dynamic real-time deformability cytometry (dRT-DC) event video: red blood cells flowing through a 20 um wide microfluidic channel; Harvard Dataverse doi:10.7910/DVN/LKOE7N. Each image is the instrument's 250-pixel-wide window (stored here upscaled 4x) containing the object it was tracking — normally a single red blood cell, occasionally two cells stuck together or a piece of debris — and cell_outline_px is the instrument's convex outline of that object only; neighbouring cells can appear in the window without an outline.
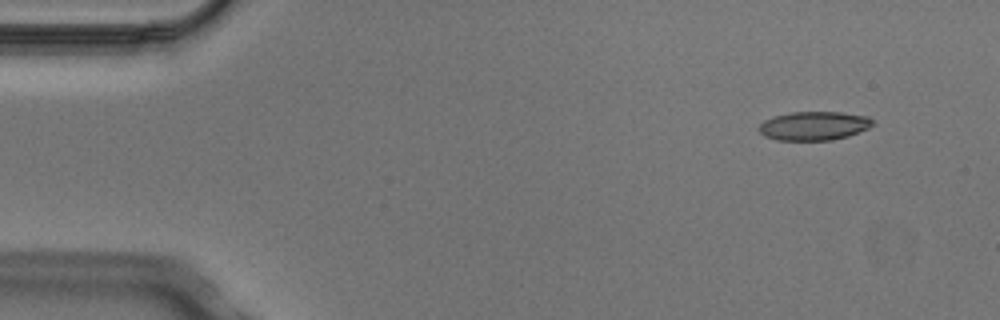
{"species": "Egyptian fruit bat (a non-hibernating species)", "species_latin": "Rousettus aegyptiacus", "temperature_condition": "cold", "stored_images_in_passage": 3, "camera_frame_rate_fps": 3000, "um_per_image_px": 0.085, "animal": {"sex": "male"}, "frame": {"image": 1, "passage_image": 1, "time_ms": 0.0, "image_size_px": [1000, 320], "cell_outline_px": [[876, 124], [868, 128], [848, 136], [832, 140], [776, 140], [764, 136], [756, 128], [764, 120], [772, 116], [792, 112], [840, 112], [868, 116]], "centroid_in_image_um": [69.16, 10.69], "position_along_channel_um": 15.8, "area_um2": 19.25}}
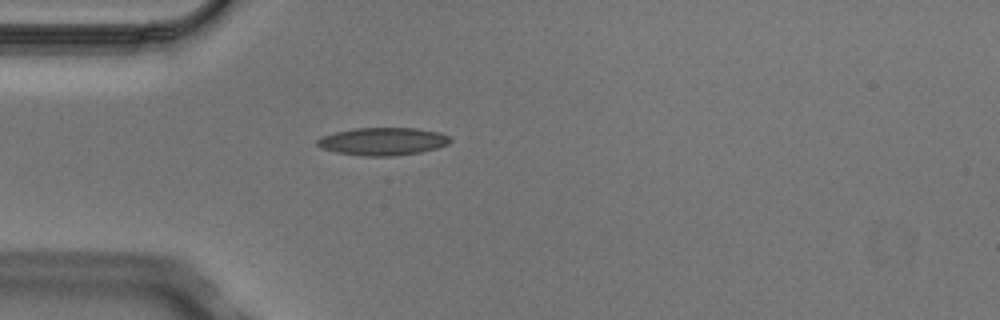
{"frame": {"image": 2, "passage_image": 3, "time_ms": 0.667, "image_size_px": [1000, 320], "cell_outline_px": [[452, 140], [448, 144], [436, 148], [420, 152], [392, 156], [364, 156], [336, 152], [320, 148], [316, 144], [316, 140], [320, 136], [336, 132], [356, 128], [416, 128], [440, 132], [448, 136]], "centroid_in_image_um": [32.52, 12.01], "position_along_channel_um": 52.5, "area_um2": 21.5}}